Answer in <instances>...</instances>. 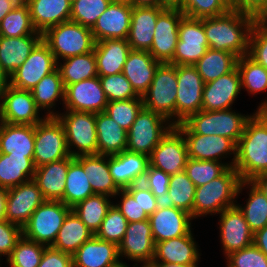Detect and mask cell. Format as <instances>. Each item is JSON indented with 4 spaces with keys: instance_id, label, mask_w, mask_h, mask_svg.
Instances as JSON below:
<instances>
[{
    "instance_id": "obj_1",
    "label": "cell",
    "mask_w": 267,
    "mask_h": 267,
    "mask_svg": "<svg viewBox=\"0 0 267 267\" xmlns=\"http://www.w3.org/2000/svg\"><path fill=\"white\" fill-rule=\"evenodd\" d=\"M257 19L233 9L227 13L203 18L209 48L230 52L238 58L248 55L249 38Z\"/></svg>"
},
{
    "instance_id": "obj_2",
    "label": "cell",
    "mask_w": 267,
    "mask_h": 267,
    "mask_svg": "<svg viewBox=\"0 0 267 267\" xmlns=\"http://www.w3.org/2000/svg\"><path fill=\"white\" fill-rule=\"evenodd\" d=\"M242 181L267 173V112L257 111L246 122L236 146L233 166Z\"/></svg>"
},
{
    "instance_id": "obj_3",
    "label": "cell",
    "mask_w": 267,
    "mask_h": 267,
    "mask_svg": "<svg viewBox=\"0 0 267 267\" xmlns=\"http://www.w3.org/2000/svg\"><path fill=\"white\" fill-rule=\"evenodd\" d=\"M246 187L234 167H229L221 176L207 184L196 187L193 204V219L207 214H219L235 206V198Z\"/></svg>"
},
{
    "instance_id": "obj_4",
    "label": "cell",
    "mask_w": 267,
    "mask_h": 267,
    "mask_svg": "<svg viewBox=\"0 0 267 267\" xmlns=\"http://www.w3.org/2000/svg\"><path fill=\"white\" fill-rule=\"evenodd\" d=\"M199 111L184 122L175 125L181 133L220 135L230 138L236 145L252 115H242L233 110Z\"/></svg>"
},
{
    "instance_id": "obj_5",
    "label": "cell",
    "mask_w": 267,
    "mask_h": 267,
    "mask_svg": "<svg viewBox=\"0 0 267 267\" xmlns=\"http://www.w3.org/2000/svg\"><path fill=\"white\" fill-rule=\"evenodd\" d=\"M42 40L49 46L55 60L83 55L94 50L95 40L90 28L74 21H66L48 28Z\"/></svg>"
},
{
    "instance_id": "obj_6",
    "label": "cell",
    "mask_w": 267,
    "mask_h": 267,
    "mask_svg": "<svg viewBox=\"0 0 267 267\" xmlns=\"http://www.w3.org/2000/svg\"><path fill=\"white\" fill-rule=\"evenodd\" d=\"M177 89L176 65L161 63L142 96L144 108L160 114L175 126Z\"/></svg>"
},
{
    "instance_id": "obj_7",
    "label": "cell",
    "mask_w": 267,
    "mask_h": 267,
    "mask_svg": "<svg viewBox=\"0 0 267 267\" xmlns=\"http://www.w3.org/2000/svg\"><path fill=\"white\" fill-rule=\"evenodd\" d=\"M55 117L64 128L70 156L98 155L96 113L65 111Z\"/></svg>"
},
{
    "instance_id": "obj_8",
    "label": "cell",
    "mask_w": 267,
    "mask_h": 267,
    "mask_svg": "<svg viewBox=\"0 0 267 267\" xmlns=\"http://www.w3.org/2000/svg\"><path fill=\"white\" fill-rule=\"evenodd\" d=\"M71 207L62 201L45 200L22 227L23 237L52 246Z\"/></svg>"
},
{
    "instance_id": "obj_9",
    "label": "cell",
    "mask_w": 267,
    "mask_h": 267,
    "mask_svg": "<svg viewBox=\"0 0 267 267\" xmlns=\"http://www.w3.org/2000/svg\"><path fill=\"white\" fill-rule=\"evenodd\" d=\"M173 126L165 117L143 107L127 132L126 150L149 156Z\"/></svg>"
},
{
    "instance_id": "obj_10",
    "label": "cell",
    "mask_w": 267,
    "mask_h": 267,
    "mask_svg": "<svg viewBox=\"0 0 267 267\" xmlns=\"http://www.w3.org/2000/svg\"><path fill=\"white\" fill-rule=\"evenodd\" d=\"M70 157L64 128L56 117L35 125L33 161L35 167Z\"/></svg>"
},
{
    "instance_id": "obj_11",
    "label": "cell",
    "mask_w": 267,
    "mask_h": 267,
    "mask_svg": "<svg viewBox=\"0 0 267 267\" xmlns=\"http://www.w3.org/2000/svg\"><path fill=\"white\" fill-rule=\"evenodd\" d=\"M40 111L30 90L8 85L0 94V122L35 126L46 118Z\"/></svg>"
},
{
    "instance_id": "obj_12",
    "label": "cell",
    "mask_w": 267,
    "mask_h": 267,
    "mask_svg": "<svg viewBox=\"0 0 267 267\" xmlns=\"http://www.w3.org/2000/svg\"><path fill=\"white\" fill-rule=\"evenodd\" d=\"M178 43L172 65H195L209 49V44L203 28V18L184 16L178 27Z\"/></svg>"
},
{
    "instance_id": "obj_13",
    "label": "cell",
    "mask_w": 267,
    "mask_h": 267,
    "mask_svg": "<svg viewBox=\"0 0 267 267\" xmlns=\"http://www.w3.org/2000/svg\"><path fill=\"white\" fill-rule=\"evenodd\" d=\"M176 125L202 110L205 83L194 65H176Z\"/></svg>"
},
{
    "instance_id": "obj_14",
    "label": "cell",
    "mask_w": 267,
    "mask_h": 267,
    "mask_svg": "<svg viewBox=\"0 0 267 267\" xmlns=\"http://www.w3.org/2000/svg\"><path fill=\"white\" fill-rule=\"evenodd\" d=\"M57 68L49 46L41 40L26 61L9 77V85L21 90H32L44 76Z\"/></svg>"
},
{
    "instance_id": "obj_15",
    "label": "cell",
    "mask_w": 267,
    "mask_h": 267,
    "mask_svg": "<svg viewBox=\"0 0 267 267\" xmlns=\"http://www.w3.org/2000/svg\"><path fill=\"white\" fill-rule=\"evenodd\" d=\"M187 159L185 138L173 126L149 155V165L172 175L185 171Z\"/></svg>"
},
{
    "instance_id": "obj_16",
    "label": "cell",
    "mask_w": 267,
    "mask_h": 267,
    "mask_svg": "<svg viewBox=\"0 0 267 267\" xmlns=\"http://www.w3.org/2000/svg\"><path fill=\"white\" fill-rule=\"evenodd\" d=\"M184 13L178 9H164L156 22L152 46L148 51L155 60L169 63L178 43V27Z\"/></svg>"
},
{
    "instance_id": "obj_17",
    "label": "cell",
    "mask_w": 267,
    "mask_h": 267,
    "mask_svg": "<svg viewBox=\"0 0 267 267\" xmlns=\"http://www.w3.org/2000/svg\"><path fill=\"white\" fill-rule=\"evenodd\" d=\"M63 104L66 111L105 112L108 100L99 76L67 85Z\"/></svg>"
},
{
    "instance_id": "obj_18",
    "label": "cell",
    "mask_w": 267,
    "mask_h": 267,
    "mask_svg": "<svg viewBox=\"0 0 267 267\" xmlns=\"http://www.w3.org/2000/svg\"><path fill=\"white\" fill-rule=\"evenodd\" d=\"M45 201L33 179L8 189L6 220L23 227L33 212Z\"/></svg>"
},
{
    "instance_id": "obj_19",
    "label": "cell",
    "mask_w": 267,
    "mask_h": 267,
    "mask_svg": "<svg viewBox=\"0 0 267 267\" xmlns=\"http://www.w3.org/2000/svg\"><path fill=\"white\" fill-rule=\"evenodd\" d=\"M192 220L188 212L162 202L149 216L154 242L187 235L191 231Z\"/></svg>"
},
{
    "instance_id": "obj_20",
    "label": "cell",
    "mask_w": 267,
    "mask_h": 267,
    "mask_svg": "<svg viewBox=\"0 0 267 267\" xmlns=\"http://www.w3.org/2000/svg\"><path fill=\"white\" fill-rule=\"evenodd\" d=\"M219 214L220 240L226 257L253 244L254 233L236 205Z\"/></svg>"
},
{
    "instance_id": "obj_21",
    "label": "cell",
    "mask_w": 267,
    "mask_h": 267,
    "mask_svg": "<svg viewBox=\"0 0 267 267\" xmlns=\"http://www.w3.org/2000/svg\"><path fill=\"white\" fill-rule=\"evenodd\" d=\"M154 250L155 242L149 219L128 223L125 235L118 245L119 257L124 255L137 263L152 262Z\"/></svg>"
},
{
    "instance_id": "obj_22",
    "label": "cell",
    "mask_w": 267,
    "mask_h": 267,
    "mask_svg": "<svg viewBox=\"0 0 267 267\" xmlns=\"http://www.w3.org/2000/svg\"><path fill=\"white\" fill-rule=\"evenodd\" d=\"M182 134L186 141L188 158L221 162L223 157L227 158L228 154H232V167L234 166L237 145L230 138L220 135Z\"/></svg>"
},
{
    "instance_id": "obj_23",
    "label": "cell",
    "mask_w": 267,
    "mask_h": 267,
    "mask_svg": "<svg viewBox=\"0 0 267 267\" xmlns=\"http://www.w3.org/2000/svg\"><path fill=\"white\" fill-rule=\"evenodd\" d=\"M241 76L238 68L214 81L205 83L202 97L203 111L230 109L241 91Z\"/></svg>"
},
{
    "instance_id": "obj_24",
    "label": "cell",
    "mask_w": 267,
    "mask_h": 267,
    "mask_svg": "<svg viewBox=\"0 0 267 267\" xmlns=\"http://www.w3.org/2000/svg\"><path fill=\"white\" fill-rule=\"evenodd\" d=\"M133 6L111 1L91 28L95 42L128 38Z\"/></svg>"
},
{
    "instance_id": "obj_25",
    "label": "cell",
    "mask_w": 267,
    "mask_h": 267,
    "mask_svg": "<svg viewBox=\"0 0 267 267\" xmlns=\"http://www.w3.org/2000/svg\"><path fill=\"white\" fill-rule=\"evenodd\" d=\"M108 166L116 185L120 189H126L143 181L149 166V156L124 150L108 156Z\"/></svg>"
},
{
    "instance_id": "obj_26",
    "label": "cell",
    "mask_w": 267,
    "mask_h": 267,
    "mask_svg": "<svg viewBox=\"0 0 267 267\" xmlns=\"http://www.w3.org/2000/svg\"><path fill=\"white\" fill-rule=\"evenodd\" d=\"M198 250L191 230L187 235L156 242L152 262L198 265Z\"/></svg>"
},
{
    "instance_id": "obj_27",
    "label": "cell",
    "mask_w": 267,
    "mask_h": 267,
    "mask_svg": "<svg viewBox=\"0 0 267 267\" xmlns=\"http://www.w3.org/2000/svg\"><path fill=\"white\" fill-rule=\"evenodd\" d=\"M162 7L133 6L127 41L131 50L149 51Z\"/></svg>"
},
{
    "instance_id": "obj_28",
    "label": "cell",
    "mask_w": 267,
    "mask_h": 267,
    "mask_svg": "<svg viewBox=\"0 0 267 267\" xmlns=\"http://www.w3.org/2000/svg\"><path fill=\"white\" fill-rule=\"evenodd\" d=\"M73 267H113L122 262L118 246L95 235L72 255Z\"/></svg>"
},
{
    "instance_id": "obj_29",
    "label": "cell",
    "mask_w": 267,
    "mask_h": 267,
    "mask_svg": "<svg viewBox=\"0 0 267 267\" xmlns=\"http://www.w3.org/2000/svg\"><path fill=\"white\" fill-rule=\"evenodd\" d=\"M160 64L148 51L131 50L122 73L135 92L142 97L148 91Z\"/></svg>"
},
{
    "instance_id": "obj_30",
    "label": "cell",
    "mask_w": 267,
    "mask_h": 267,
    "mask_svg": "<svg viewBox=\"0 0 267 267\" xmlns=\"http://www.w3.org/2000/svg\"><path fill=\"white\" fill-rule=\"evenodd\" d=\"M73 159L74 157L70 156L36 168L33 180L38 185L45 200L63 202L69 163Z\"/></svg>"
},
{
    "instance_id": "obj_31",
    "label": "cell",
    "mask_w": 267,
    "mask_h": 267,
    "mask_svg": "<svg viewBox=\"0 0 267 267\" xmlns=\"http://www.w3.org/2000/svg\"><path fill=\"white\" fill-rule=\"evenodd\" d=\"M98 76H109L123 72L131 47L126 39H103L95 42Z\"/></svg>"
},
{
    "instance_id": "obj_32",
    "label": "cell",
    "mask_w": 267,
    "mask_h": 267,
    "mask_svg": "<svg viewBox=\"0 0 267 267\" xmlns=\"http://www.w3.org/2000/svg\"><path fill=\"white\" fill-rule=\"evenodd\" d=\"M26 3L34 28L42 34L48 28L70 20L69 0H28Z\"/></svg>"
},
{
    "instance_id": "obj_33",
    "label": "cell",
    "mask_w": 267,
    "mask_h": 267,
    "mask_svg": "<svg viewBox=\"0 0 267 267\" xmlns=\"http://www.w3.org/2000/svg\"><path fill=\"white\" fill-rule=\"evenodd\" d=\"M41 40L42 35L0 36V66L8 77L26 61Z\"/></svg>"
},
{
    "instance_id": "obj_34",
    "label": "cell",
    "mask_w": 267,
    "mask_h": 267,
    "mask_svg": "<svg viewBox=\"0 0 267 267\" xmlns=\"http://www.w3.org/2000/svg\"><path fill=\"white\" fill-rule=\"evenodd\" d=\"M87 172V180L95 194H104L115 197L121 190L114 182L109 172L108 156L105 155H80L74 157Z\"/></svg>"
},
{
    "instance_id": "obj_35",
    "label": "cell",
    "mask_w": 267,
    "mask_h": 267,
    "mask_svg": "<svg viewBox=\"0 0 267 267\" xmlns=\"http://www.w3.org/2000/svg\"><path fill=\"white\" fill-rule=\"evenodd\" d=\"M35 126L0 122V153L33 157Z\"/></svg>"
},
{
    "instance_id": "obj_36",
    "label": "cell",
    "mask_w": 267,
    "mask_h": 267,
    "mask_svg": "<svg viewBox=\"0 0 267 267\" xmlns=\"http://www.w3.org/2000/svg\"><path fill=\"white\" fill-rule=\"evenodd\" d=\"M98 155H116L127 147V131L105 112L96 113Z\"/></svg>"
},
{
    "instance_id": "obj_37",
    "label": "cell",
    "mask_w": 267,
    "mask_h": 267,
    "mask_svg": "<svg viewBox=\"0 0 267 267\" xmlns=\"http://www.w3.org/2000/svg\"><path fill=\"white\" fill-rule=\"evenodd\" d=\"M35 171L33 157L0 153V187L9 189L27 182Z\"/></svg>"
},
{
    "instance_id": "obj_38",
    "label": "cell",
    "mask_w": 267,
    "mask_h": 267,
    "mask_svg": "<svg viewBox=\"0 0 267 267\" xmlns=\"http://www.w3.org/2000/svg\"><path fill=\"white\" fill-rule=\"evenodd\" d=\"M93 236L94 233L71 210L65 217L63 225L51 247L73 255L84 242L90 240Z\"/></svg>"
},
{
    "instance_id": "obj_39",
    "label": "cell",
    "mask_w": 267,
    "mask_h": 267,
    "mask_svg": "<svg viewBox=\"0 0 267 267\" xmlns=\"http://www.w3.org/2000/svg\"><path fill=\"white\" fill-rule=\"evenodd\" d=\"M33 99L40 110H47L46 117H55L58 113L51 111L56 106V101L62 98L64 103L65 86L61 79L60 71L56 68L31 90Z\"/></svg>"
},
{
    "instance_id": "obj_40",
    "label": "cell",
    "mask_w": 267,
    "mask_h": 267,
    "mask_svg": "<svg viewBox=\"0 0 267 267\" xmlns=\"http://www.w3.org/2000/svg\"><path fill=\"white\" fill-rule=\"evenodd\" d=\"M238 57L230 52L209 48L195 67L204 83L228 74L237 67Z\"/></svg>"
},
{
    "instance_id": "obj_41",
    "label": "cell",
    "mask_w": 267,
    "mask_h": 267,
    "mask_svg": "<svg viewBox=\"0 0 267 267\" xmlns=\"http://www.w3.org/2000/svg\"><path fill=\"white\" fill-rule=\"evenodd\" d=\"M62 63H57L61 79L66 87L85 79L98 76L97 63L94 51L63 59Z\"/></svg>"
},
{
    "instance_id": "obj_42",
    "label": "cell",
    "mask_w": 267,
    "mask_h": 267,
    "mask_svg": "<svg viewBox=\"0 0 267 267\" xmlns=\"http://www.w3.org/2000/svg\"><path fill=\"white\" fill-rule=\"evenodd\" d=\"M87 178V172L84 171L83 166L74 158L69 163L63 196L64 204L72 208L78 202L95 194Z\"/></svg>"
},
{
    "instance_id": "obj_43",
    "label": "cell",
    "mask_w": 267,
    "mask_h": 267,
    "mask_svg": "<svg viewBox=\"0 0 267 267\" xmlns=\"http://www.w3.org/2000/svg\"><path fill=\"white\" fill-rule=\"evenodd\" d=\"M109 197L104 194H94L72 207V210L94 235L100 229L108 209L113 204Z\"/></svg>"
},
{
    "instance_id": "obj_44",
    "label": "cell",
    "mask_w": 267,
    "mask_h": 267,
    "mask_svg": "<svg viewBox=\"0 0 267 267\" xmlns=\"http://www.w3.org/2000/svg\"><path fill=\"white\" fill-rule=\"evenodd\" d=\"M195 189L194 183L189 179L185 171L172 174L164 203L188 212L193 218Z\"/></svg>"
},
{
    "instance_id": "obj_45",
    "label": "cell",
    "mask_w": 267,
    "mask_h": 267,
    "mask_svg": "<svg viewBox=\"0 0 267 267\" xmlns=\"http://www.w3.org/2000/svg\"><path fill=\"white\" fill-rule=\"evenodd\" d=\"M25 35H42L32 23L28 4L19 3L0 22V36L22 37Z\"/></svg>"
},
{
    "instance_id": "obj_46",
    "label": "cell",
    "mask_w": 267,
    "mask_h": 267,
    "mask_svg": "<svg viewBox=\"0 0 267 267\" xmlns=\"http://www.w3.org/2000/svg\"><path fill=\"white\" fill-rule=\"evenodd\" d=\"M246 186L250 188V193L245 207L235 205L242 212L250 230L255 233L267 225V197L251 181H246Z\"/></svg>"
},
{
    "instance_id": "obj_47",
    "label": "cell",
    "mask_w": 267,
    "mask_h": 267,
    "mask_svg": "<svg viewBox=\"0 0 267 267\" xmlns=\"http://www.w3.org/2000/svg\"><path fill=\"white\" fill-rule=\"evenodd\" d=\"M237 68L241 76L242 89L254 95L267 89V69L248 55L238 58Z\"/></svg>"
},
{
    "instance_id": "obj_48",
    "label": "cell",
    "mask_w": 267,
    "mask_h": 267,
    "mask_svg": "<svg viewBox=\"0 0 267 267\" xmlns=\"http://www.w3.org/2000/svg\"><path fill=\"white\" fill-rule=\"evenodd\" d=\"M229 167H232V162L222 163L218 161L188 158L185 172L194 183L195 187H198L221 176Z\"/></svg>"
},
{
    "instance_id": "obj_49",
    "label": "cell",
    "mask_w": 267,
    "mask_h": 267,
    "mask_svg": "<svg viewBox=\"0 0 267 267\" xmlns=\"http://www.w3.org/2000/svg\"><path fill=\"white\" fill-rule=\"evenodd\" d=\"M47 246L22 236L6 259L10 267H38Z\"/></svg>"
},
{
    "instance_id": "obj_50",
    "label": "cell",
    "mask_w": 267,
    "mask_h": 267,
    "mask_svg": "<svg viewBox=\"0 0 267 267\" xmlns=\"http://www.w3.org/2000/svg\"><path fill=\"white\" fill-rule=\"evenodd\" d=\"M127 226L128 221L125 216L113 203L108 209L107 214L102 221L101 227L96 232L95 236L98 239L114 243L118 246L125 235Z\"/></svg>"
},
{
    "instance_id": "obj_51",
    "label": "cell",
    "mask_w": 267,
    "mask_h": 267,
    "mask_svg": "<svg viewBox=\"0 0 267 267\" xmlns=\"http://www.w3.org/2000/svg\"><path fill=\"white\" fill-rule=\"evenodd\" d=\"M112 0H75L71 3L70 20L92 28Z\"/></svg>"
},
{
    "instance_id": "obj_52",
    "label": "cell",
    "mask_w": 267,
    "mask_h": 267,
    "mask_svg": "<svg viewBox=\"0 0 267 267\" xmlns=\"http://www.w3.org/2000/svg\"><path fill=\"white\" fill-rule=\"evenodd\" d=\"M143 107V99L109 101L105 113L128 132Z\"/></svg>"
},
{
    "instance_id": "obj_53",
    "label": "cell",
    "mask_w": 267,
    "mask_h": 267,
    "mask_svg": "<svg viewBox=\"0 0 267 267\" xmlns=\"http://www.w3.org/2000/svg\"><path fill=\"white\" fill-rule=\"evenodd\" d=\"M231 9L229 0H184L181 11L190 18L220 16Z\"/></svg>"
},
{
    "instance_id": "obj_54",
    "label": "cell",
    "mask_w": 267,
    "mask_h": 267,
    "mask_svg": "<svg viewBox=\"0 0 267 267\" xmlns=\"http://www.w3.org/2000/svg\"><path fill=\"white\" fill-rule=\"evenodd\" d=\"M99 80L108 102L128 99H142V97L135 92L131 83L123 75V73L101 76L99 77Z\"/></svg>"
},
{
    "instance_id": "obj_55",
    "label": "cell",
    "mask_w": 267,
    "mask_h": 267,
    "mask_svg": "<svg viewBox=\"0 0 267 267\" xmlns=\"http://www.w3.org/2000/svg\"><path fill=\"white\" fill-rule=\"evenodd\" d=\"M248 56L267 69V24L257 20L249 38Z\"/></svg>"
},
{
    "instance_id": "obj_56",
    "label": "cell",
    "mask_w": 267,
    "mask_h": 267,
    "mask_svg": "<svg viewBox=\"0 0 267 267\" xmlns=\"http://www.w3.org/2000/svg\"><path fill=\"white\" fill-rule=\"evenodd\" d=\"M226 267H267V256L254 244L226 257Z\"/></svg>"
},
{
    "instance_id": "obj_57",
    "label": "cell",
    "mask_w": 267,
    "mask_h": 267,
    "mask_svg": "<svg viewBox=\"0 0 267 267\" xmlns=\"http://www.w3.org/2000/svg\"><path fill=\"white\" fill-rule=\"evenodd\" d=\"M170 176L163 170L149 165L142 183L150 189L156 198L164 202L168 194Z\"/></svg>"
},
{
    "instance_id": "obj_58",
    "label": "cell",
    "mask_w": 267,
    "mask_h": 267,
    "mask_svg": "<svg viewBox=\"0 0 267 267\" xmlns=\"http://www.w3.org/2000/svg\"><path fill=\"white\" fill-rule=\"evenodd\" d=\"M117 195L121 196V202L114 205L125 216L128 223L149 219V216L139 204L138 199H134L126 189H121Z\"/></svg>"
},
{
    "instance_id": "obj_59",
    "label": "cell",
    "mask_w": 267,
    "mask_h": 267,
    "mask_svg": "<svg viewBox=\"0 0 267 267\" xmlns=\"http://www.w3.org/2000/svg\"><path fill=\"white\" fill-rule=\"evenodd\" d=\"M22 236V227L7 220L0 222V257L7 259Z\"/></svg>"
},
{
    "instance_id": "obj_60",
    "label": "cell",
    "mask_w": 267,
    "mask_h": 267,
    "mask_svg": "<svg viewBox=\"0 0 267 267\" xmlns=\"http://www.w3.org/2000/svg\"><path fill=\"white\" fill-rule=\"evenodd\" d=\"M126 190L134 199H138L139 204L148 216L152 215L162 203L142 182L135 183L126 188Z\"/></svg>"
},
{
    "instance_id": "obj_61",
    "label": "cell",
    "mask_w": 267,
    "mask_h": 267,
    "mask_svg": "<svg viewBox=\"0 0 267 267\" xmlns=\"http://www.w3.org/2000/svg\"><path fill=\"white\" fill-rule=\"evenodd\" d=\"M231 9L261 20L267 14V0H229Z\"/></svg>"
},
{
    "instance_id": "obj_62",
    "label": "cell",
    "mask_w": 267,
    "mask_h": 267,
    "mask_svg": "<svg viewBox=\"0 0 267 267\" xmlns=\"http://www.w3.org/2000/svg\"><path fill=\"white\" fill-rule=\"evenodd\" d=\"M38 267H73L72 255L46 247Z\"/></svg>"
},
{
    "instance_id": "obj_63",
    "label": "cell",
    "mask_w": 267,
    "mask_h": 267,
    "mask_svg": "<svg viewBox=\"0 0 267 267\" xmlns=\"http://www.w3.org/2000/svg\"><path fill=\"white\" fill-rule=\"evenodd\" d=\"M253 244L267 256V225L254 233Z\"/></svg>"
},
{
    "instance_id": "obj_64",
    "label": "cell",
    "mask_w": 267,
    "mask_h": 267,
    "mask_svg": "<svg viewBox=\"0 0 267 267\" xmlns=\"http://www.w3.org/2000/svg\"><path fill=\"white\" fill-rule=\"evenodd\" d=\"M19 3L20 0H0V22Z\"/></svg>"
},
{
    "instance_id": "obj_65",
    "label": "cell",
    "mask_w": 267,
    "mask_h": 267,
    "mask_svg": "<svg viewBox=\"0 0 267 267\" xmlns=\"http://www.w3.org/2000/svg\"><path fill=\"white\" fill-rule=\"evenodd\" d=\"M8 189L0 187V222L6 220Z\"/></svg>"
},
{
    "instance_id": "obj_66",
    "label": "cell",
    "mask_w": 267,
    "mask_h": 267,
    "mask_svg": "<svg viewBox=\"0 0 267 267\" xmlns=\"http://www.w3.org/2000/svg\"><path fill=\"white\" fill-rule=\"evenodd\" d=\"M251 182L267 197V173L257 175Z\"/></svg>"
},
{
    "instance_id": "obj_67",
    "label": "cell",
    "mask_w": 267,
    "mask_h": 267,
    "mask_svg": "<svg viewBox=\"0 0 267 267\" xmlns=\"http://www.w3.org/2000/svg\"><path fill=\"white\" fill-rule=\"evenodd\" d=\"M184 0H160V7L164 9H178L181 10Z\"/></svg>"
},
{
    "instance_id": "obj_68",
    "label": "cell",
    "mask_w": 267,
    "mask_h": 267,
    "mask_svg": "<svg viewBox=\"0 0 267 267\" xmlns=\"http://www.w3.org/2000/svg\"><path fill=\"white\" fill-rule=\"evenodd\" d=\"M133 6L160 7V0H133Z\"/></svg>"
},
{
    "instance_id": "obj_69",
    "label": "cell",
    "mask_w": 267,
    "mask_h": 267,
    "mask_svg": "<svg viewBox=\"0 0 267 267\" xmlns=\"http://www.w3.org/2000/svg\"><path fill=\"white\" fill-rule=\"evenodd\" d=\"M8 85H9V77L1 69V66H0V94Z\"/></svg>"
},
{
    "instance_id": "obj_70",
    "label": "cell",
    "mask_w": 267,
    "mask_h": 267,
    "mask_svg": "<svg viewBox=\"0 0 267 267\" xmlns=\"http://www.w3.org/2000/svg\"><path fill=\"white\" fill-rule=\"evenodd\" d=\"M157 267H198L197 265H183L174 263H154Z\"/></svg>"
},
{
    "instance_id": "obj_71",
    "label": "cell",
    "mask_w": 267,
    "mask_h": 267,
    "mask_svg": "<svg viewBox=\"0 0 267 267\" xmlns=\"http://www.w3.org/2000/svg\"><path fill=\"white\" fill-rule=\"evenodd\" d=\"M257 111H266L267 112V100L259 104Z\"/></svg>"
},
{
    "instance_id": "obj_72",
    "label": "cell",
    "mask_w": 267,
    "mask_h": 267,
    "mask_svg": "<svg viewBox=\"0 0 267 267\" xmlns=\"http://www.w3.org/2000/svg\"><path fill=\"white\" fill-rule=\"evenodd\" d=\"M143 265H141V267H157L153 262H145L142 263ZM137 264L134 265V267H136Z\"/></svg>"
},
{
    "instance_id": "obj_73",
    "label": "cell",
    "mask_w": 267,
    "mask_h": 267,
    "mask_svg": "<svg viewBox=\"0 0 267 267\" xmlns=\"http://www.w3.org/2000/svg\"><path fill=\"white\" fill-rule=\"evenodd\" d=\"M113 2L125 3L130 4L133 6V0H112Z\"/></svg>"
},
{
    "instance_id": "obj_74",
    "label": "cell",
    "mask_w": 267,
    "mask_h": 267,
    "mask_svg": "<svg viewBox=\"0 0 267 267\" xmlns=\"http://www.w3.org/2000/svg\"><path fill=\"white\" fill-rule=\"evenodd\" d=\"M113 267H129V265H127V263H123V262H120L118 265L116 266H113Z\"/></svg>"
},
{
    "instance_id": "obj_75",
    "label": "cell",
    "mask_w": 267,
    "mask_h": 267,
    "mask_svg": "<svg viewBox=\"0 0 267 267\" xmlns=\"http://www.w3.org/2000/svg\"><path fill=\"white\" fill-rule=\"evenodd\" d=\"M264 24H267V14L261 19Z\"/></svg>"
}]
</instances>
